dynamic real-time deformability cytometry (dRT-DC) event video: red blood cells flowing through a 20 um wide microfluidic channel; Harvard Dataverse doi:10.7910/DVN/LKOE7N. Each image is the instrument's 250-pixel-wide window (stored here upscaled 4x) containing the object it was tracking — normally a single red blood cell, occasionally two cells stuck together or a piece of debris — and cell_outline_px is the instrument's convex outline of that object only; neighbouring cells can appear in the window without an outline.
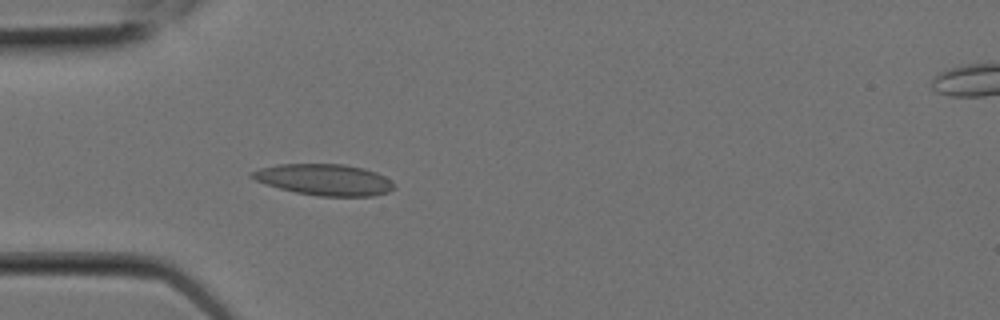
{"species": "Egyptian fruit bat (a non-hibernating species)", "species_latin": "Rousettus aegyptiacus", "temperature_condition": "room temperature", "stored_images_in_passage": 4, "camera_frame_rate_fps": 3000, "um_per_image_px": 0.085, "animal": {"sex": "female"}, "frame": {"image": 1, "passage_image": 4, "time_ms": 1.0, "image_size_px": [1000, 320], "cell_outline_px": [[396, 188], [388, 192], [372, 196], [320, 196], [296, 192], [264, 184], [248, 176], [252, 172], [260, 168], [276, 164], [344, 164], [364, 168], [376, 172], [384, 176], [396, 184]], "centroid_in_image_um": [27.59, 15.27], "position_along_channel_um": 57.4, "area_um2": 25.95}}